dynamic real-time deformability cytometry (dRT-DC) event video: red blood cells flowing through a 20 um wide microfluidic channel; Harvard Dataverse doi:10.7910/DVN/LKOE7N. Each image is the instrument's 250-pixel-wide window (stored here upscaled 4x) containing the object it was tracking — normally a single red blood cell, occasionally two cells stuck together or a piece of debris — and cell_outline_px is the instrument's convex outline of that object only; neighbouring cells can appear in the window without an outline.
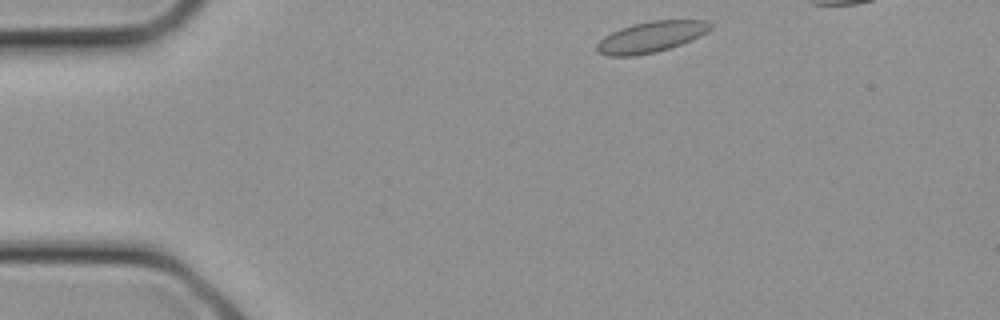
{"species": "common noctule bat (a hibernating species)", "species_latin": "Nyctalus noctula", "temperature_condition": "cold", "stored_images_in_passage": 21, "camera_frame_rate_fps": 3000, "um_per_image_px": 0.085, "animal": {"sex": "female", "body_mass_g": 21.9}, "frame": {"image": 1, "passage_image": 1, "time_ms": 0.0, "image_size_px": [1000, 320], "cell_outline_px": [[712, 28], [708, 32], [700, 36], [680, 44], [656, 52], [636, 56], [604, 56], [596, 52], [596, 44], [604, 36], [620, 28], [632, 24], [652, 20], [704, 20], [712, 24]], "centroid_in_image_um": [55.3, 3.14], "position_along_channel_um": 29.7, "area_um2": 20.58}}
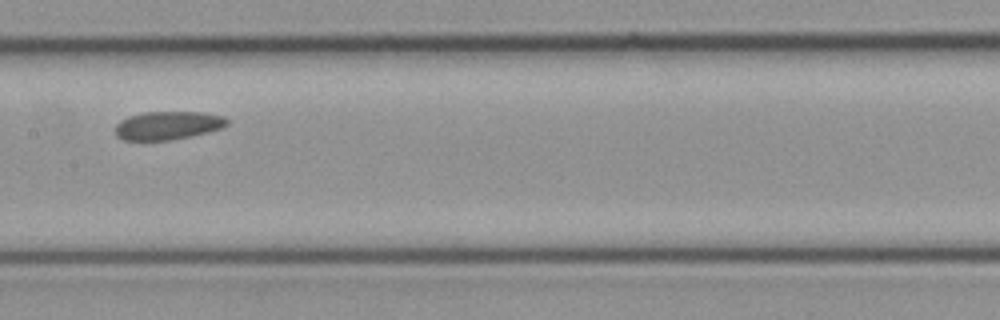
{"frame": {"image": 2, "passage_image": 10, "time_ms": 3.0, "image_size_px": [1000, 320], "cell_outline_px": [[228, 124], [224, 128], [192, 136], [172, 140], [124, 140], [116, 136], [116, 124], [120, 120], [128, 116], [144, 112], [200, 112], [224, 116], [228, 120]], "centroid_in_image_um": [14.28, 10.66], "position_along_channel_um": 193.1, "area_um2": 18.61}}
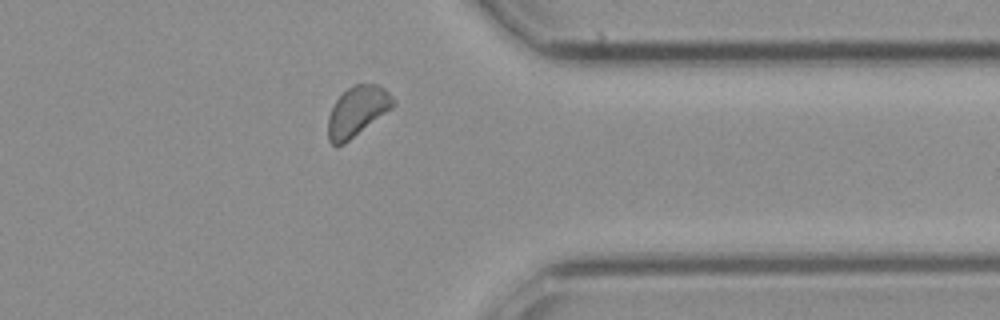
{"frame": {"image": 3, "passage_image": 18, "time_ms": 5.667, "image_size_px": [1000, 320], "cell_outline_px": [[396, 104], [392, 108], [344, 144], [332, 144], [328, 140], [328, 116], [336, 100], [348, 88], [356, 84], [376, 84], [384, 88], [388, 92]], "centroid_in_image_um": [30.36, 9.46], "position_along_channel_um": 381.0, "area_um2": 18.61}}